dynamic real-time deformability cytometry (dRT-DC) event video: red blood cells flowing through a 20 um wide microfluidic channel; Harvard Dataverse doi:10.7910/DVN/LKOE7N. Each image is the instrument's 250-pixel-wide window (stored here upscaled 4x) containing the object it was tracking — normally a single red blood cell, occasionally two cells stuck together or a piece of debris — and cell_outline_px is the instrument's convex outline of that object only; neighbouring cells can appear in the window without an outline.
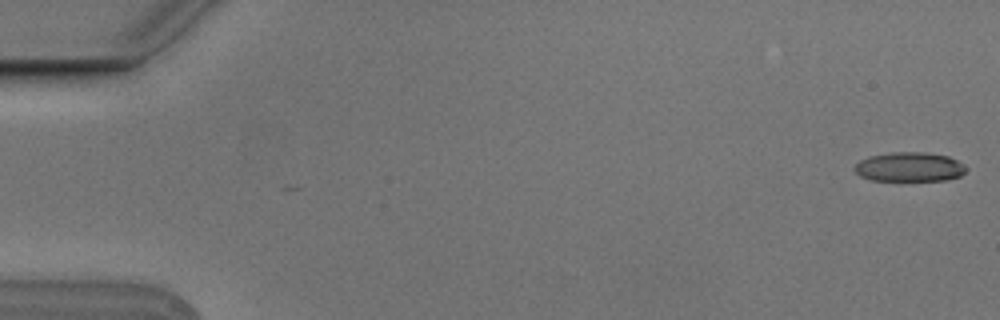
{"species": "Egyptian fruit bat (a non-hibernating species)", "species_latin": "Rousettus aegyptiacus", "temperature_condition": "cold", "stored_images_in_passage": 6, "camera_frame_rate_fps": 3000, "um_per_image_px": 0.085, "animal": {"sex": "male"}, "frame": {"image": 1, "passage_image": 1, "time_ms": 0.0, "image_size_px": [1000, 320], "cell_outline_px": [[968, 168], [960, 176], [944, 180], [872, 180], [860, 176], [852, 168], [860, 160], [868, 156], [892, 152], [924, 152], [948, 156], [964, 164]], "centroid_in_image_um": [77.29, 14.18], "position_along_channel_um": 7.7, "area_um2": 19.07}}